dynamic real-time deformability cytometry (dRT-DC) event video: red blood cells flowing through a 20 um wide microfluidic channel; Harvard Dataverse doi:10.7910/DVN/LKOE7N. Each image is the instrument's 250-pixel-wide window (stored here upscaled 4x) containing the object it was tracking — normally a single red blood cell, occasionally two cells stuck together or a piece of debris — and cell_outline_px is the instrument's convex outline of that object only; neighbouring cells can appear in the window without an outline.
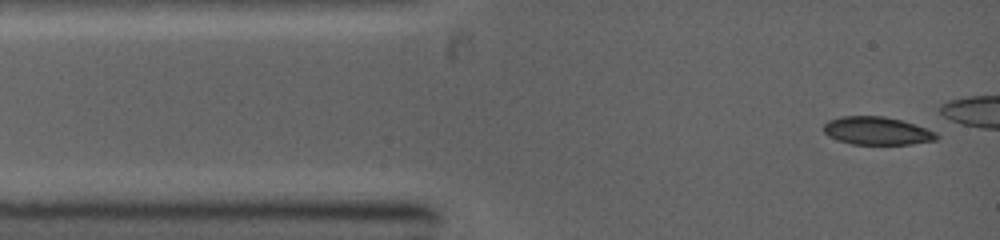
{"species": "common noctule bat (a hibernating species)", "species_latin": "Nyctalus noctula", "temperature_condition": "warm", "stored_images_in_passage": 15, "camera_frame_rate_fps": 5000, "um_per_image_px": 0.085, "animal": {"sex": "female", "body_mass_g": 19.0, "forearm_length_mm": 53.3}, "frame": {"image": 1, "passage_image": 1, "time_ms": 0.0, "image_size_px": [1000, 240], "cell_outline_px": [[940, 136], [936, 140], [912, 144], [852, 144], [836, 140], [828, 136], [824, 132], [824, 124], [828, 120], [840, 116], [884, 116], [900, 120], [936, 132]], "centroid_in_image_um": [74.51, 11.12], "position_along_channel_um": 10.5, "area_um2": 18.38}}